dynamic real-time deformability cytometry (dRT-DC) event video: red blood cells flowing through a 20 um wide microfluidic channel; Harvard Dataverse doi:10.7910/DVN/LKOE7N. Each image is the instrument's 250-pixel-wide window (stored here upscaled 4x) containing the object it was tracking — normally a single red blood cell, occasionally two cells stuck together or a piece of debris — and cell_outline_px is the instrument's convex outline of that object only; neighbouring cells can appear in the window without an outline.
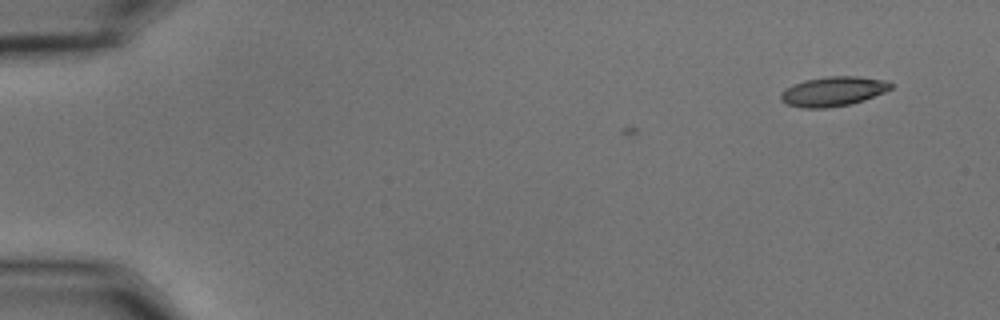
{"species": "common noctule bat (a hibernating species)", "species_latin": "Nyctalus noctula", "temperature_condition": "cold", "stored_images_in_passage": 5, "camera_frame_rate_fps": 3000, "um_per_image_px": 0.085, "animal": {"sex": "male", "body_mass_g": 15.6}, "frame": {"image": 1, "passage_image": 5, "time_ms": 1.333, "image_size_px": [1000, 320], "cell_outline_px": [[896, 84], [892, 88], [884, 92], [864, 100], [848, 104], [824, 108], [804, 108], [788, 104], [780, 100], [780, 92], [792, 84], [804, 80], [828, 76], [860, 76], [888, 80]], "centroid_in_image_um": [70.84, 7.75], "position_along_channel_um": 14.2, "area_um2": 19.13}}